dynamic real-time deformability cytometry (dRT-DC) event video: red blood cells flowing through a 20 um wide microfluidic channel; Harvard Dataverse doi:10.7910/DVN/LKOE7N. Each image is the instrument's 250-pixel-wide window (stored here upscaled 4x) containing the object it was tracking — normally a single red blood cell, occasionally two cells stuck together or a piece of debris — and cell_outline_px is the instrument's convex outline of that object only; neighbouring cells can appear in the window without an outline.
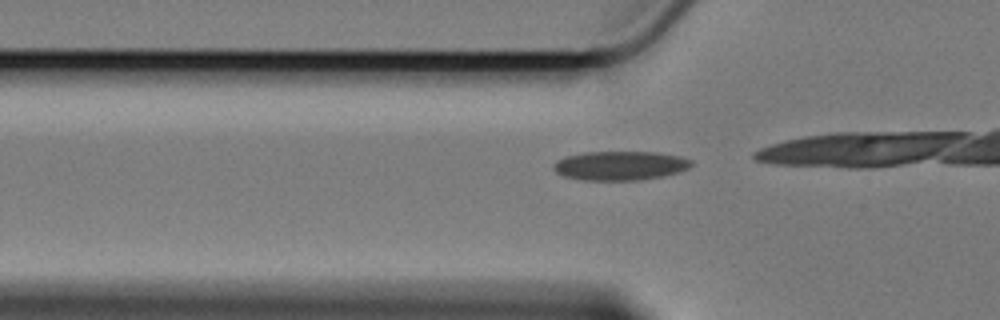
{"species": "Egyptian fruit bat (a non-hibernating species)", "species_latin": "Rousettus aegyptiacus", "temperature_condition": "cold", "stored_images_in_passage": 18, "camera_frame_rate_fps": 3000, "um_per_image_px": 0.085, "animal": {"sex": "female"}, "frame": {"image": 1, "passage_image": 2, "time_ms": 0.333, "image_size_px": [1000, 320], "cell_outline_px": [[692, 164], [688, 168], [676, 172], [660, 176], [636, 180], [584, 180], [564, 176], [556, 172], [552, 168], [552, 164], [556, 160], [564, 156], [584, 152], [656, 152], [680, 156], [692, 160]], "centroid_in_image_um": [52.65, 14.06], "position_along_channel_um": 73.2, "area_um2": 23.29}}
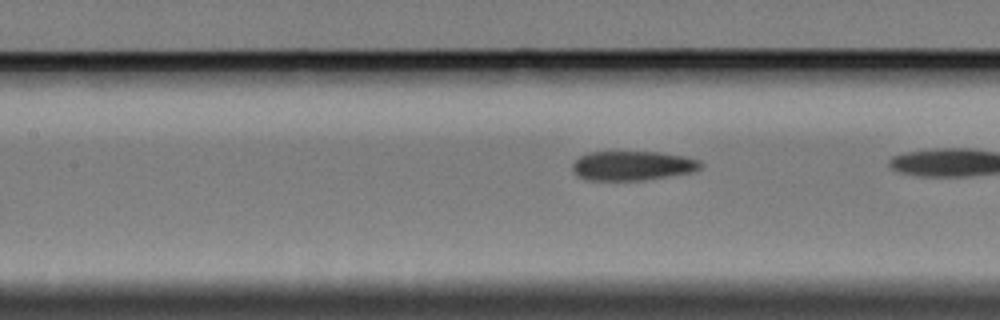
{"frame": {"image": 2, "passage_image": 9, "time_ms": 2.667, "image_size_px": [1000, 320], "cell_outline_px": [[704, 164], [700, 168], [692, 172], [644, 180], [588, 180], [576, 176], [572, 168], [572, 164], [580, 156], [588, 152], [660, 152], [688, 156], [700, 160]], "centroid_in_image_um": [53.78, 14.08], "position_along_channel_um": 153.6, "area_um2": 22.14}}
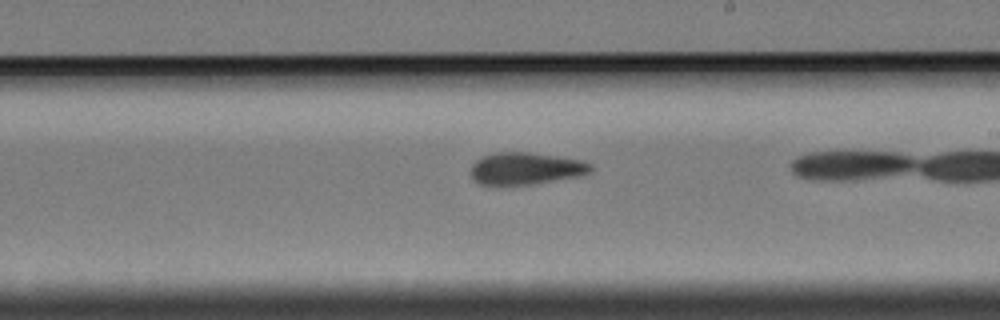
{"frame": {"image": 3, "passage_image": 17, "time_ms": 5.333, "image_size_px": [1000, 320], "cell_outline_px": [[592, 168], [588, 172], [580, 176], [532, 184], [496, 188], [480, 184], [472, 180], [472, 164], [476, 160], [484, 156], [500, 152], [528, 152], [556, 156], [580, 160], [592, 164]], "centroid_in_image_um": [44.62, 14.36], "position_along_channel_um": 244.4, "area_um2": 22.83}}